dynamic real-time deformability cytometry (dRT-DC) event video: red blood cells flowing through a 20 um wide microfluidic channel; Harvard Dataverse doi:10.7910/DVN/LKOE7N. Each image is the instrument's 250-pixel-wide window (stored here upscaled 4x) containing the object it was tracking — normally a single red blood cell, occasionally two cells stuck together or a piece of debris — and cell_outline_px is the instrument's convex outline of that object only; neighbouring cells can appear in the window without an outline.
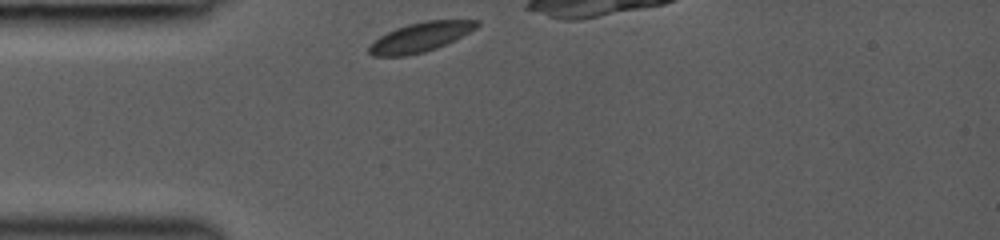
{"species": "common noctule bat (a hibernating species)", "species_latin": "Nyctalus noctula", "temperature_condition": "room temperature", "stored_images_in_passage": 26, "camera_frame_rate_fps": 3000, "um_per_image_px": 0.085, "animal": {"sex": "female", "body_mass_g": 19.0, "forearm_length_mm": 53.3}, "frame": {"image": 1, "passage_image": 1, "time_ms": 0.0, "image_size_px": [1000, 240], "cell_outline_px": [[480, 24], [476, 28], [436, 48], [424, 52], [408, 56], [372, 56], [368, 52], [368, 48], [380, 36], [396, 28], [408, 24], [424, 20], [480, 20]], "centroid_in_image_um": [35.71, 3.15], "position_along_channel_um": 49.3, "area_um2": 18.21}}
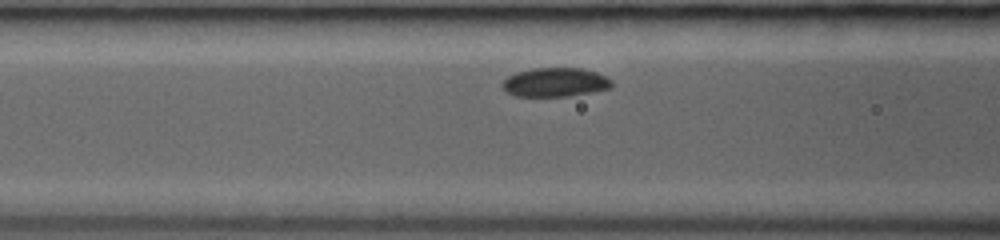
{"frame": {"image": 2, "passage_image": 14, "time_ms": 2.0, "image_size_px": [1000, 240], "cell_outline_px": [[612, 88], [568, 96], [516, 96], [508, 92], [500, 84], [508, 76], [516, 72], [532, 68], [580, 68], [596, 72], [612, 80]], "centroid_in_image_um": [47.18, 6.99], "position_along_channel_um": 119.4, "area_um2": 18.38}}
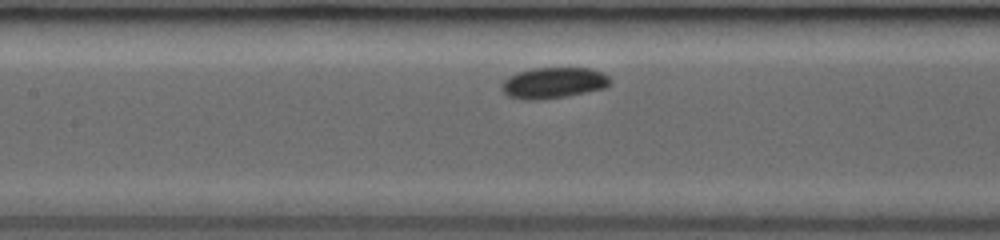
{"frame": {"image": 3, "passage_image": 21, "time_ms": 3.0, "image_size_px": [1000, 240], "cell_outline_px": [[612, 80], [604, 88], [568, 96], [540, 100], [524, 100], [508, 96], [500, 88], [500, 84], [508, 76], [516, 72], [532, 68], [588, 68], [600, 72], [608, 76]], "centroid_in_image_um": [46.99, 7.05], "position_along_channel_um": 160.4, "area_um2": 19.71}}